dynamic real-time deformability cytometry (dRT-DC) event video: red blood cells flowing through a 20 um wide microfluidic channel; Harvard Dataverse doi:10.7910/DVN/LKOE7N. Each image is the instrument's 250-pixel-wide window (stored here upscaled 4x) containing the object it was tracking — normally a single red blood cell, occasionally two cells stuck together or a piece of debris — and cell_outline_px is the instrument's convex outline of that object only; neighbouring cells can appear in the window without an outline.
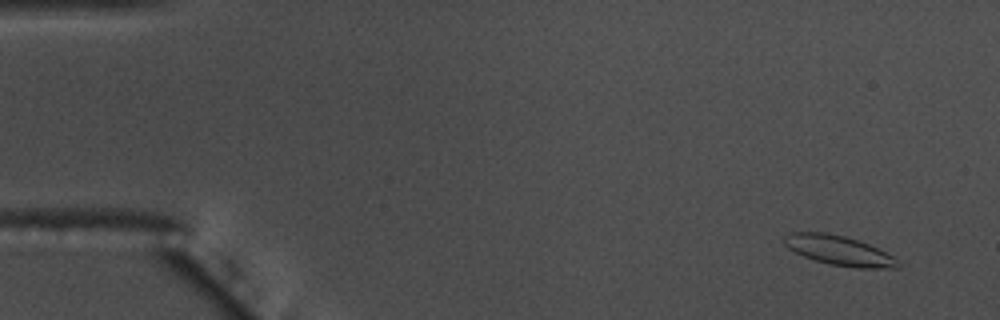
{"species": "common noctule bat (a hibernating species)", "species_latin": "Nyctalus noctula", "temperature_condition": "warm", "stored_images_in_passage": 59, "camera_frame_rate_fps": 3000, "um_per_image_px": 0.085, "animal": {"sex": "male", "body_mass_g": 17.5, "forearm_length_mm": 52.3}, "frame": {"image": 1, "passage_image": 4, "time_ms": 1.0, "image_size_px": [1000, 320], "cell_outline_px": [[900, 264], [896, 268], [856, 268], [828, 264], [804, 256], [788, 248], [784, 244], [784, 236], [792, 232], [824, 232], [844, 236], [860, 240], [892, 256]], "centroid_in_image_um": [71.29, 21.29], "position_along_channel_um": 13.7, "area_um2": 19.42}}
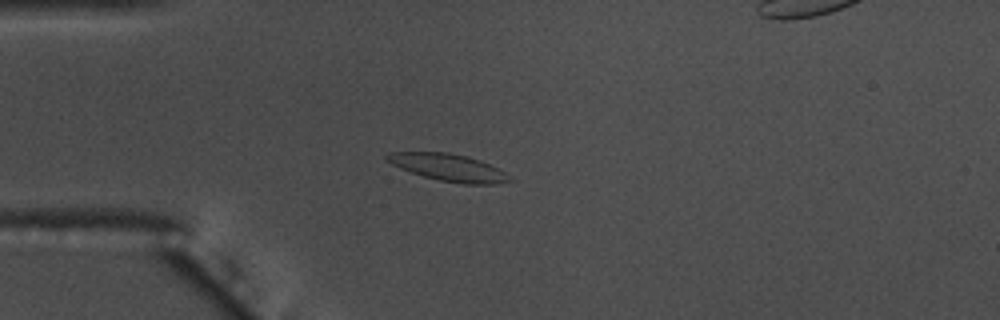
{"frame": {"image": 2, "passage_image": 16, "time_ms": 5.0, "image_size_px": [1000, 320], "cell_outline_px": [[512, 180], [496, 184], [464, 184], [440, 180], [424, 176], [400, 168], [392, 164], [384, 156], [388, 152], [448, 152], [468, 156], [480, 160], [512, 176]], "centroid_in_image_um": [38.13, 14.23], "position_along_channel_um": 46.9, "area_um2": 19.25}}
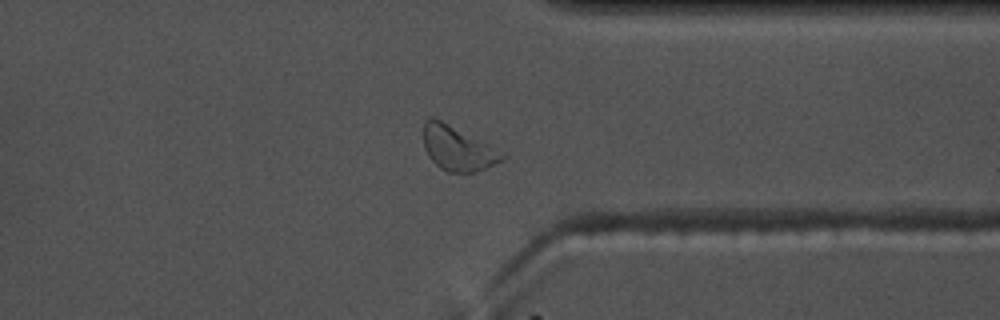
{"frame": {"image": 3, "passage_image": 45, "time_ms": 14.667, "image_size_px": [1000, 320], "cell_outline_px": [[508, 156], [504, 160], [476, 172], [448, 172], [440, 168], [428, 156], [424, 148], [424, 120], [428, 116], [432, 116], [488, 144]], "centroid_in_image_um": [38.88, 12.62], "position_along_channel_um": 372.5, "area_um2": 20.17}, "authors_computed_cell_mechanics": {"area_um2": 19.1896, "velocity_mm_per_s": 3.5669, "shape_relaxation_time_tau1_ms": 2.6985, "shape_relaxation_time_tau2_ms": 9.0614, "deformation_change_tau1": 0.0883, "deformation_change_tau2": 0.1674}}